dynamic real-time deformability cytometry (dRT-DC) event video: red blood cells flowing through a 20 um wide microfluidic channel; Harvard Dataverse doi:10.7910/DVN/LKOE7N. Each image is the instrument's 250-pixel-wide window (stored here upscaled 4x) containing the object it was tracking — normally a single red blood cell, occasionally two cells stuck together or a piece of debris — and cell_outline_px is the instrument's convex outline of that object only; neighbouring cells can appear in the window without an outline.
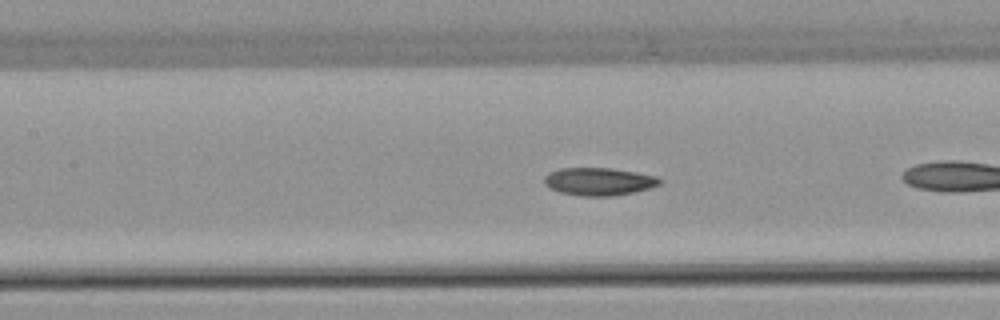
{"species": "common noctule bat (a hibernating species)", "species_latin": "Nyctalus noctula", "temperature_condition": "warm", "stored_images_in_passage": 26, "camera_frame_rate_fps": 3000, "um_per_image_px": 0.085, "animal": {"sex": "female", "body_mass_g": 22.7, "forearm_length_mm": 54.2}, "frame": {"image": 1, "passage_image": 8, "time_ms": 2.333, "image_size_px": [1000, 320], "cell_outline_px": [[660, 184], [652, 188], [612, 196], [580, 196], [560, 192], [548, 188], [544, 184], [544, 176], [548, 172], [560, 168], [612, 168], [660, 176]], "centroid_in_image_um": [50.89, 15.42], "position_along_channel_um": 156.5, "area_um2": 18.9}}